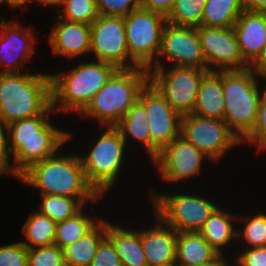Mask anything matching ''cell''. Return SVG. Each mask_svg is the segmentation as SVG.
<instances>
[{
    "mask_svg": "<svg viewBox=\"0 0 266 266\" xmlns=\"http://www.w3.org/2000/svg\"><path fill=\"white\" fill-rule=\"evenodd\" d=\"M8 128L0 122V176L12 175V165L9 156Z\"/></svg>",
    "mask_w": 266,
    "mask_h": 266,
    "instance_id": "40",
    "label": "cell"
},
{
    "mask_svg": "<svg viewBox=\"0 0 266 266\" xmlns=\"http://www.w3.org/2000/svg\"><path fill=\"white\" fill-rule=\"evenodd\" d=\"M51 116H35L7 126L9 150L14 159L12 176L18 178L36 162L59 153L73 133L61 130L50 121Z\"/></svg>",
    "mask_w": 266,
    "mask_h": 266,
    "instance_id": "2",
    "label": "cell"
},
{
    "mask_svg": "<svg viewBox=\"0 0 266 266\" xmlns=\"http://www.w3.org/2000/svg\"><path fill=\"white\" fill-rule=\"evenodd\" d=\"M241 143L257 145L256 148L261 153L266 151V87L261 95L253 130Z\"/></svg>",
    "mask_w": 266,
    "mask_h": 266,
    "instance_id": "35",
    "label": "cell"
},
{
    "mask_svg": "<svg viewBox=\"0 0 266 266\" xmlns=\"http://www.w3.org/2000/svg\"><path fill=\"white\" fill-rule=\"evenodd\" d=\"M233 28L241 55L250 66L266 44V12L244 10Z\"/></svg>",
    "mask_w": 266,
    "mask_h": 266,
    "instance_id": "20",
    "label": "cell"
},
{
    "mask_svg": "<svg viewBox=\"0 0 266 266\" xmlns=\"http://www.w3.org/2000/svg\"><path fill=\"white\" fill-rule=\"evenodd\" d=\"M83 211L84 209L74 217L56 224V238L54 244L63 249L67 245L73 244L83 237L100 221V218L96 217V220L95 217L92 218V216H89L88 213L86 214V212L84 213Z\"/></svg>",
    "mask_w": 266,
    "mask_h": 266,
    "instance_id": "29",
    "label": "cell"
},
{
    "mask_svg": "<svg viewBox=\"0 0 266 266\" xmlns=\"http://www.w3.org/2000/svg\"><path fill=\"white\" fill-rule=\"evenodd\" d=\"M126 141L115 127L106 126L91 151L79 155L88 183L103 196L110 192L122 171Z\"/></svg>",
    "mask_w": 266,
    "mask_h": 266,
    "instance_id": "7",
    "label": "cell"
},
{
    "mask_svg": "<svg viewBox=\"0 0 266 266\" xmlns=\"http://www.w3.org/2000/svg\"><path fill=\"white\" fill-rule=\"evenodd\" d=\"M245 11L266 12V0H241Z\"/></svg>",
    "mask_w": 266,
    "mask_h": 266,
    "instance_id": "43",
    "label": "cell"
},
{
    "mask_svg": "<svg viewBox=\"0 0 266 266\" xmlns=\"http://www.w3.org/2000/svg\"><path fill=\"white\" fill-rule=\"evenodd\" d=\"M227 256L220 254L215 260L205 263V264H199L197 266H231L230 261L227 260Z\"/></svg>",
    "mask_w": 266,
    "mask_h": 266,
    "instance_id": "45",
    "label": "cell"
},
{
    "mask_svg": "<svg viewBox=\"0 0 266 266\" xmlns=\"http://www.w3.org/2000/svg\"><path fill=\"white\" fill-rule=\"evenodd\" d=\"M180 135L214 163L242 144L224 120L186 114L181 118Z\"/></svg>",
    "mask_w": 266,
    "mask_h": 266,
    "instance_id": "11",
    "label": "cell"
},
{
    "mask_svg": "<svg viewBox=\"0 0 266 266\" xmlns=\"http://www.w3.org/2000/svg\"><path fill=\"white\" fill-rule=\"evenodd\" d=\"M36 1V0H5V4L9 6V8L16 10L20 7L24 8V10H27L26 6L29 5V3ZM28 3V5H26Z\"/></svg>",
    "mask_w": 266,
    "mask_h": 266,
    "instance_id": "44",
    "label": "cell"
},
{
    "mask_svg": "<svg viewBox=\"0 0 266 266\" xmlns=\"http://www.w3.org/2000/svg\"><path fill=\"white\" fill-rule=\"evenodd\" d=\"M5 3V0H0V4H4Z\"/></svg>",
    "mask_w": 266,
    "mask_h": 266,
    "instance_id": "48",
    "label": "cell"
},
{
    "mask_svg": "<svg viewBox=\"0 0 266 266\" xmlns=\"http://www.w3.org/2000/svg\"><path fill=\"white\" fill-rule=\"evenodd\" d=\"M261 79L266 80V44L264 45L259 57L249 66Z\"/></svg>",
    "mask_w": 266,
    "mask_h": 266,
    "instance_id": "42",
    "label": "cell"
},
{
    "mask_svg": "<svg viewBox=\"0 0 266 266\" xmlns=\"http://www.w3.org/2000/svg\"><path fill=\"white\" fill-rule=\"evenodd\" d=\"M168 60L171 66L207 69V62L196 28L166 24L162 31L161 48L157 61L150 68L162 66L160 59Z\"/></svg>",
    "mask_w": 266,
    "mask_h": 266,
    "instance_id": "15",
    "label": "cell"
},
{
    "mask_svg": "<svg viewBox=\"0 0 266 266\" xmlns=\"http://www.w3.org/2000/svg\"><path fill=\"white\" fill-rule=\"evenodd\" d=\"M0 266H28V248L21 241L1 245Z\"/></svg>",
    "mask_w": 266,
    "mask_h": 266,
    "instance_id": "36",
    "label": "cell"
},
{
    "mask_svg": "<svg viewBox=\"0 0 266 266\" xmlns=\"http://www.w3.org/2000/svg\"><path fill=\"white\" fill-rule=\"evenodd\" d=\"M138 101L147 112L153 160L166 145L180 135L182 116L166 102L150 82L140 91Z\"/></svg>",
    "mask_w": 266,
    "mask_h": 266,
    "instance_id": "13",
    "label": "cell"
},
{
    "mask_svg": "<svg viewBox=\"0 0 266 266\" xmlns=\"http://www.w3.org/2000/svg\"><path fill=\"white\" fill-rule=\"evenodd\" d=\"M57 18L48 37L52 53L70 59L83 54L90 56V25Z\"/></svg>",
    "mask_w": 266,
    "mask_h": 266,
    "instance_id": "19",
    "label": "cell"
},
{
    "mask_svg": "<svg viewBox=\"0 0 266 266\" xmlns=\"http://www.w3.org/2000/svg\"><path fill=\"white\" fill-rule=\"evenodd\" d=\"M206 0H176L166 16L168 24L197 28L201 26Z\"/></svg>",
    "mask_w": 266,
    "mask_h": 266,
    "instance_id": "31",
    "label": "cell"
},
{
    "mask_svg": "<svg viewBox=\"0 0 266 266\" xmlns=\"http://www.w3.org/2000/svg\"><path fill=\"white\" fill-rule=\"evenodd\" d=\"M19 22L0 18V73H21L24 63L35 53L33 28H23Z\"/></svg>",
    "mask_w": 266,
    "mask_h": 266,
    "instance_id": "17",
    "label": "cell"
},
{
    "mask_svg": "<svg viewBox=\"0 0 266 266\" xmlns=\"http://www.w3.org/2000/svg\"><path fill=\"white\" fill-rule=\"evenodd\" d=\"M216 251L199 232H178L176 263L180 266H197L215 260Z\"/></svg>",
    "mask_w": 266,
    "mask_h": 266,
    "instance_id": "23",
    "label": "cell"
},
{
    "mask_svg": "<svg viewBox=\"0 0 266 266\" xmlns=\"http://www.w3.org/2000/svg\"><path fill=\"white\" fill-rule=\"evenodd\" d=\"M167 266H180L177 263L171 264V265H167Z\"/></svg>",
    "mask_w": 266,
    "mask_h": 266,
    "instance_id": "47",
    "label": "cell"
},
{
    "mask_svg": "<svg viewBox=\"0 0 266 266\" xmlns=\"http://www.w3.org/2000/svg\"><path fill=\"white\" fill-rule=\"evenodd\" d=\"M245 249L233 258L236 266H266V247Z\"/></svg>",
    "mask_w": 266,
    "mask_h": 266,
    "instance_id": "39",
    "label": "cell"
},
{
    "mask_svg": "<svg viewBox=\"0 0 266 266\" xmlns=\"http://www.w3.org/2000/svg\"><path fill=\"white\" fill-rule=\"evenodd\" d=\"M124 23L130 58L139 67L149 69L157 61L166 17L140 6L124 17Z\"/></svg>",
    "mask_w": 266,
    "mask_h": 266,
    "instance_id": "9",
    "label": "cell"
},
{
    "mask_svg": "<svg viewBox=\"0 0 266 266\" xmlns=\"http://www.w3.org/2000/svg\"><path fill=\"white\" fill-rule=\"evenodd\" d=\"M210 160L204 153L179 135L166 145L152 160L158 166L160 176L166 182L179 183L201 174L204 160Z\"/></svg>",
    "mask_w": 266,
    "mask_h": 266,
    "instance_id": "16",
    "label": "cell"
},
{
    "mask_svg": "<svg viewBox=\"0 0 266 266\" xmlns=\"http://www.w3.org/2000/svg\"><path fill=\"white\" fill-rule=\"evenodd\" d=\"M25 240H21L28 249L54 244L56 223L38 211L31 212L22 227Z\"/></svg>",
    "mask_w": 266,
    "mask_h": 266,
    "instance_id": "28",
    "label": "cell"
},
{
    "mask_svg": "<svg viewBox=\"0 0 266 266\" xmlns=\"http://www.w3.org/2000/svg\"><path fill=\"white\" fill-rule=\"evenodd\" d=\"M90 52L94 59L118 69L139 67L129 56L124 17L99 15L90 25Z\"/></svg>",
    "mask_w": 266,
    "mask_h": 266,
    "instance_id": "12",
    "label": "cell"
},
{
    "mask_svg": "<svg viewBox=\"0 0 266 266\" xmlns=\"http://www.w3.org/2000/svg\"><path fill=\"white\" fill-rule=\"evenodd\" d=\"M37 2H39L41 4V6H51V7H56L58 6V9H60L59 7L61 6L63 0H36Z\"/></svg>",
    "mask_w": 266,
    "mask_h": 266,
    "instance_id": "46",
    "label": "cell"
},
{
    "mask_svg": "<svg viewBox=\"0 0 266 266\" xmlns=\"http://www.w3.org/2000/svg\"><path fill=\"white\" fill-rule=\"evenodd\" d=\"M237 220V214L218 207L206 220L199 233L216 251L226 256L223 248H227L232 240L237 239V229L234 227Z\"/></svg>",
    "mask_w": 266,
    "mask_h": 266,
    "instance_id": "24",
    "label": "cell"
},
{
    "mask_svg": "<svg viewBox=\"0 0 266 266\" xmlns=\"http://www.w3.org/2000/svg\"><path fill=\"white\" fill-rule=\"evenodd\" d=\"M149 82L143 67L118 69L79 114L97 120L102 127H114L138 101L140 91Z\"/></svg>",
    "mask_w": 266,
    "mask_h": 266,
    "instance_id": "5",
    "label": "cell"
},
{
    "mask_svg": "<svg viewBox=\"0 0 266 266\" xmlns=\"http://www.w3.org/2000/svg\"><path fill=\"white\" fill-rule=\"evenodd\" d=\"M176 0H139L143 9L160 13L165 17L170 12Z\"/></svg>",
    "mask_w": 266,
    "mask_h": 266,
    "instance_id": "41",
    "label": "cell"
},
{
    "mask_svg": "<svg viewBox=\"0 0 266 266\" xmlns=\"http://www.w3.org/2000/svg\"><path fill=\"white\" fill-rule=\"evenodd\" d=\"M153 211L177 232H199L206 220L219 207L196 193L158 194L150 190Z\"/></svg>",
    "mask_w": 266,
    "mask_h": 266,
    "instance_id": "8",
    "label": "cell"
},
{
    "mask_svg": "<svg viewBox=\"0 0 266 266\" xmlns=\"http://www.w3.org/2000/svg\"><path fill=\"white\" fill-rule=\"evenodd\" d=\"M243 11L241 0H206L201 25L233 27Z\"/></svg>",
    "mask_w": 266,
    "mask_h": 266,
    "instance_id": "27",
    "label": "cell"
},
{
    "mask_svg": "<svg viewBox=\"0 0 266 266\" xmlns=\"http://www.w3.org/2000/svg\"><path fill=\"white\" fill-rule=\"evenodd\" d=\"M28 266H66L63 249L56 244L29 248Z\"/></svg>",
    "mask_w": 266,
    "mask_h": 266,
    "instance_id": "34",
    "label": "cell"
},
{
    "mask_svg": "<svg viewBox=\"0 0 266 266\" xmlns=\"http://www.w3.org/2000/svg\"><path fill=\"white\" fill-rule=\"evenodd\" d=\"M78 64L69 72L51 76V106L55 112L80 114L96 93L118 70L114 65L93 59ZM59 103V104H58Z\"/></svg>",
    "mask_w": 266,
    "mask_h": 266,
    "instance_id": "4",
    "label": "cell"
},
{
    "mask_svg": "<svg viewBox=\"0 0 266 266\" xmlns=\"http://www.w3.org/2000/svg\"><path fill=\"white\" fill-rule=\"evenodd\" d=\"M60 8L57 15L65 21L91 25L99 16L96 0H63Z\"/></svg>",
    "mask_w": 266,
    "mask_h": 266,
    "instance_id": "33",
    "label": "cell"
},
{
    "mask_svg": "<svg viewBox=\"0 0 266 266\" xmlns=\"http://www.w3.org/2000/svg\"><path fill=\"white\" fill-rule=\"evenodd\" d=\"M203 56L207 62V70L212 72L242 70L249 65L244 61L233 27L196 28Z\"/></svg>",
    "mask_w": 266,
    "mask_h": 266,
    "instance_id": "14",
    "label": "cell"
},
{
    "mask_svg": "<svg viewBox=\"0 0 266 266\" xmlns=\"http://www.w3.org/2000/svg\"><path fill=\"white\" fill-rule=\"evenodd\" d=\"M225 113L222 86V71H208L199 86L197 100L192 114L205 118L223 120Z\"/></svg>",
    "mask_w": 266,
    "mask_h": 266,
    "instance_id": "22",
    "label": "cell"
},
{
    "mask_svg": "<svg viewBox=\"0 0 266 266\" xmlns=\"http://www.w3.org/2000/svg\"><path fill=\"white\" fill-rule=\"evenodd\" d=\"M41 201L37 211L49 217L56 224L74 217L84 206L75 198L40 194Z\"/></svg>",
    "mask_w": 266,
    "mask_h": 266,
    "instance_id": "30",
    "label": "cell"
},
{
    "mask_svg": "<svg viewBox=\"0 0 266 266\" xmlns=\"http://www.w3.org/2000/svg\"><path fill=\"white\" fill-rule=\"evenodd\" d=\"M59 155L57 153L34 163L18 177V180L37 188L41 192L39 194L72 197L84 207L86 202L95 203L104 198L88 183L77 153Z\"/></svg>",
    "mask_w": 266,
    "mask_h": 266,
    "instance_id": "1",
    "label": "cell"
},
{
    "mask_svg": "<svg viewBox=\"0 0 266 266\" xmlns=\"http://www.w3.org/2000/svg\"><path fill=\"white\" fill-rule=\"evenodd\" d=\"M99 15L126 17L141 5L139 0H96Z\"/></svg>",
    "mask_w": 266,
    "mask_h": 266,
    "instance_id": "37",
    "label": "cell"
},
{
    "mask_svg": "<svg viewBox=\"0 0 266 266\" xmlns=\"http://www.w3.org/2000/svg\"><path fill=\"white\" fill-rule=\"evenodd\" d=\"M55 113L51 106V76L37 73H0V122L9 124Z\"/></svg>",
    "mask_w": 266,
    "mask_h": 266,
    "instance_id": "3",
    "label": "cell"
},
{
    "mask_svg": "<svg viewBox=\"0 0 266 266\" xmlns=\"http://www.w3.org/2000/svg\"><path fill=\"white\" fill-rule=\"evenodd\" d=\"M154 225L141 228V242L148 266H167L176 263L178 232L154 213Z\"/></svg>",
    "mask_w": 266,
    "mask_h": 266,
    "instance_id": "18",
    "label": "cell"
},
{
    "mask_svg": "<svg viewBox=\"0 0 266 266\" xmlns=\"http://www.w3.org/2000/svg\"><path fill=\"white\" fill-rule=\"evenodd\" d=\"M126 141L129 137L143 145L151 159V134L148 127L145 107L137 101L127 114L114 126Z\"/></svg>",
    "mask_w": 266,
    "mask_h": 266,
    "instance_id": "26",
    "label": "cell"
},
{
    "mask_svg": "<svg viewBox=\"0 0 266 266\" xmlns=\"http://www.w3.org/2000/svg\"><path fill=\"white\" fill-rule=\"evenodd\" d=\"M122 226L106 221V238L112 243L121 265L148 266L141 242V229H126Z\"/></svg>",
    "mask_w": 266,
    "mask_h": 266,
    "instance_id": "21",
    "label": "cell"
},
{
    "mask_svg": "<svg viewBox=\"0 0 266 266\" xmlns=\"http://www.w3.org/2000/svg\"><path fill=\"white\" fill-rule=\"evenodd\" d=\"M100 221L83 237L63 248L66 266H90L100 243L106 238V219Z\"/></svg>",
    "mask_w": 266,
    "mask_h": 266,
    "instance_id": "25",
    "label": "cell"
},
{
    "mask_svg": "<svg viewBox=\"0 0 266 266\" xmlns=\"http://www.w3.org/2000/svg\"><path fill=\"white\" fill-rule=\"evenodd\" d=\"M259 77L250 67L222 71L225 103L223 120L240 142L252 132L256 122L263 92L259 90Z\"/></svg>",
    "mask_w": 266,
    "mask_h": 266,
    "instance_id": "6",
    "label": "cell"
},
{
    "mask_svg": "<svg viewBox=\"0 0 266 266\" xmlns=\"http://www.w3.org/2000/svg\"><path fill=\"white\" fill-rule=\"evenodd\" d=\"M243 223V230L237 229V240L245 241L244 248L266 247V213H256L255 215L238 216V222ZM247 246V247H246Z\"/></svg>",
    "mask_w": 266,
    "mask_h": 266,
    "instance_id": "32",
    "label": "cell"
},
{
    "mask_svg": "<svg viewBox=\"0 0 266 266\" xmlns=\"http://www.w3.org/2000/svg\"><path fill=\"white\" fill-rule=\"evenodd\" d=\"M90 266H122L119 256L107 238L100 243Z\"/></svg>",
    "mask_w": 266,
    "mask_h": 266,
    "instance_id": "38",
    "label": "cell"
},
{
    "mask_svg": "<svg viewBox=\"0 0 266 266\" xmlns=\"http://www.w3.org/2000/svg\"><path fill=\"white\" fill-rule=\"evenodd\" d=\"M164 64L149 68V82L181 116L192 114L201 79L209 71L195 67H178Z\"/></svg>",
    "mask_w": 266,
    "mask_h": 266,
    "instance_id": "10",
    "label": "cell"
}]
</instances>
